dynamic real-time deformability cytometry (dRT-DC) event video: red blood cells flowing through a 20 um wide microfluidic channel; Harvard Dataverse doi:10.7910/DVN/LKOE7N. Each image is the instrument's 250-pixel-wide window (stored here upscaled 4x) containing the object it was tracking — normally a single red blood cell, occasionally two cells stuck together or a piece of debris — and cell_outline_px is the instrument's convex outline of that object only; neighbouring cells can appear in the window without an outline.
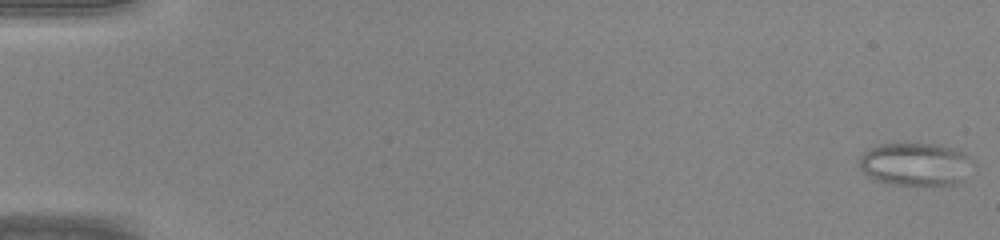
{"species": "common noctule bat (a hibernating species)", "species_latin": "Nyctalus noctula", "temperature_condition": "warm", "stored_images_in_passage": 46, "camera_frame_rate_fps": 3000, "um_per_image_px": 0.085, "animal": {"sex": "male", "body_mass_g": 20.0, "forearm_length_mm": 53.3}, "frame": {"image": 1, "passage_image": 1, "time_ms": 0.0, "image_size_px": [1000, 240], "cell_outline_px": [[976, 164], [956, 184], [892, 184], [876, 180], [868, 176], [860, 168], [860, 156], [864, 152], [880, 144], [940, 144], [956, 148], [964, 152], [976, 160]], "centroid_in_image_um": [77.88, 13.93], "position_along_channel_um": 7.1, "area_um2": 28.44}}
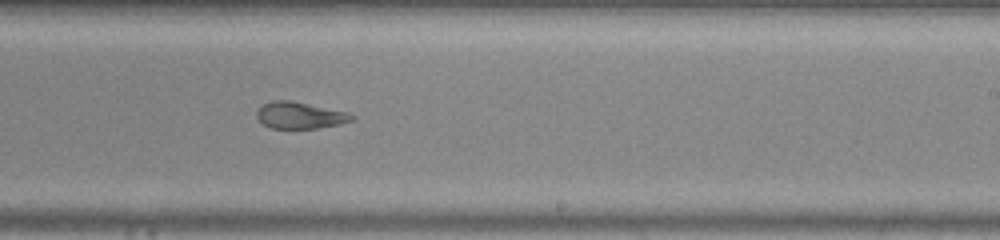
{"frame": {"image": 2, "passage_image": 29, "time_ms": 9.333, "image_size_px": [1000, 240], "cell_outline_px": [[356, 116], [352, 120], [340, 124], [320, 128], [272, 128], [264, 124], [256, 116], [256, 112], [264, 104], [272, 100], [292, 100], [348, 112]], "centroid_in_image_um": [25.52, 9.79], "position_along_channel_um": 263.5, "area_um2": 14.74}}
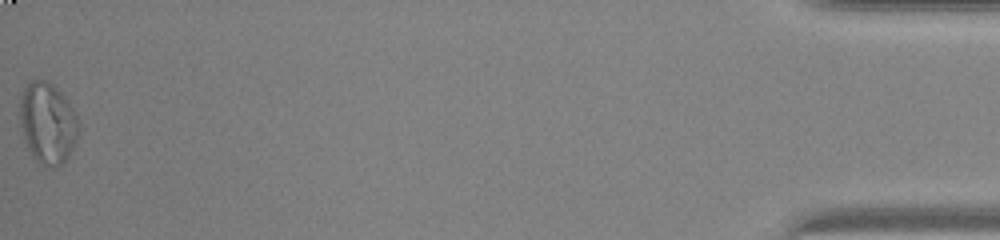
{"frame": {"image": 3, "passage_image": 46, "time_ms": 15.0, "image_size_px": [1000, 240], "cell_outline_px": [[80, 128], [76, 140], [68, 156], [60, 164], [52, 168], [36, 160], [32, 156], [24, 140], [20, 124], [20, 96], [24, 88], [32, 80], [44, 80], [52, 84], [64, 96], [72, 108], [80, 124]], "centroid_in_image_um": [4.04, 10.45], "position_along_channel_um": 431.2, "area_um2": 27.57}}